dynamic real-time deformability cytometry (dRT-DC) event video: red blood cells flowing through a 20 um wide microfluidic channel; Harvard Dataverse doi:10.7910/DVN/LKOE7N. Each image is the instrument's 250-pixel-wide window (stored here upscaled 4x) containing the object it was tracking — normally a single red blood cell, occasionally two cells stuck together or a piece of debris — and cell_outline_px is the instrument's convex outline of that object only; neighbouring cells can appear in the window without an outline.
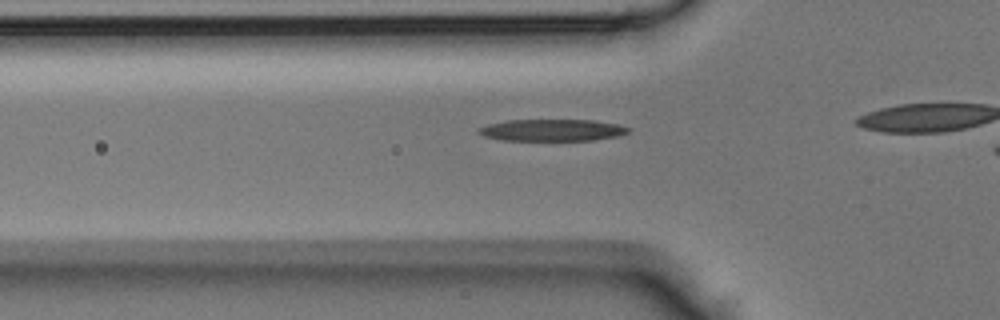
{"species": "Egyptian fruit bat (a non-hibernating species)", "species_latin": "Rousettus aegyptiacus", "temperature_condition": "room temperature", "stored_images_in_passage": 30, "camera_frame_rate_fps": 3000, "um_per_image_px": 0.085, "animal": {"sex": "male"}, "frame": {"image": 1, "passage_image": 9, "time_ms": 2.667, "image_size_px": [1000, 320], "cell_outline_px": [[632, 128], [628, 132], [616, 136], [592, 140], [500, 140], [484, 136], [476, 132], [480, 128], [488, 124], [508, 120], [592, 120], [616, 124]], "centroid_in_image_um": [46.91, 11.06], "position_along_channel_um": 78.9, "area_um2": 18.84}}
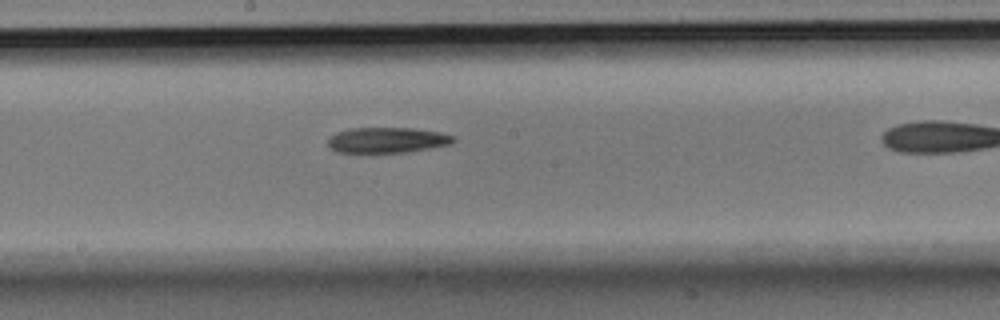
{"frame": {"image": 2, "passage_image": 18, "time_ms": 5.667, "image_size_px": [1000, 320], "cell_outline_px": [[456, 140], [452, 144], [404, 152], [336, 152], [328, 144], [328, 140], [336, 132], [352, 128], [412, 128], [440, 132], [456, 136]], "centroid_in_image_um": [32.95, 11.9], "position_along_channel_um": 215.2, "area_um2": 18.5}}
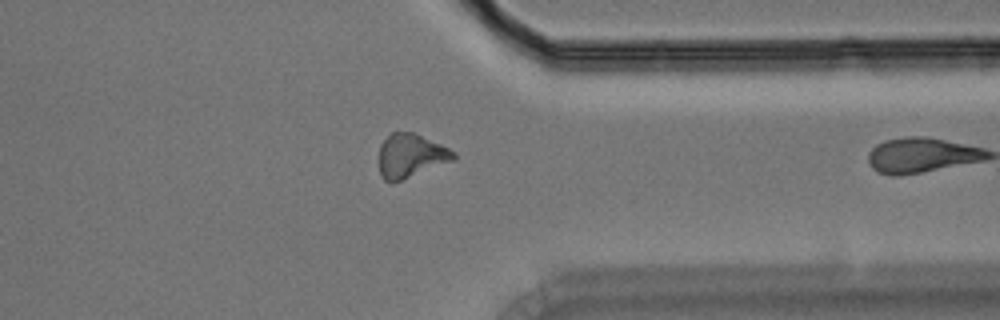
{"frame": {"image": 3, "passage_image": 29, "time_ms": 9.333, "image_size_px": [1000, 320], "cell_outline_px": [[456, 160], [392, 184], [384, 180], [380, 176], [380, 144], [392, 132], [412, 132], [440, 144], [456, 152]], "centroid_in_image_um": [34.92, 13.27], "position_along_channel_um": 376.5, "area_um2": 19.13}}